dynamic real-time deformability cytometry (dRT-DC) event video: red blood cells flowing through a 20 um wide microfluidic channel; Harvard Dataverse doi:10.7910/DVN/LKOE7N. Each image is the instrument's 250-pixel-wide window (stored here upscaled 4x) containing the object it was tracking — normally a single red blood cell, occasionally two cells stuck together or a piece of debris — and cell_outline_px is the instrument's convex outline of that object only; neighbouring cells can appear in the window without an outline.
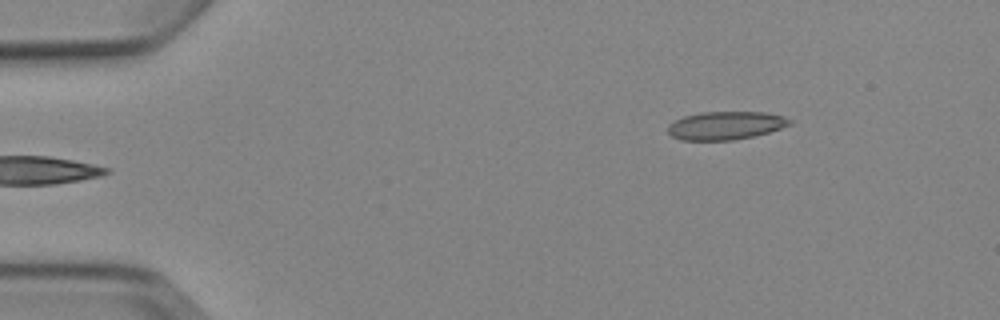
{"species": "Egyptian fruit bat (a non-hibernating species)", "species_latin": "Rousettus aegyptiacus", "temperature_condition": "cold", "stored_images_in_passage": 6, "camera_frame_rate_fps": 3000, "um_per_image_px": 0.085, "animal": {"sex": "female"}, "frame": {"image": 1, "passage_image": 6, "time_ms": 6.0, "image_size_px": [1000, 320], "cell_outline_px": [[792, 124], [768, 132], [752, 136], [732, 140], [680, 140], [672, 136], [668, 132], [668, 124], [684, 116], [700, 112], [768, 112], [784, 116], [792, 120]], "centroid_in_image_um": [61.68, 10.66], "position_along_channel_um": 23.3, "area_um2": 20.0}}